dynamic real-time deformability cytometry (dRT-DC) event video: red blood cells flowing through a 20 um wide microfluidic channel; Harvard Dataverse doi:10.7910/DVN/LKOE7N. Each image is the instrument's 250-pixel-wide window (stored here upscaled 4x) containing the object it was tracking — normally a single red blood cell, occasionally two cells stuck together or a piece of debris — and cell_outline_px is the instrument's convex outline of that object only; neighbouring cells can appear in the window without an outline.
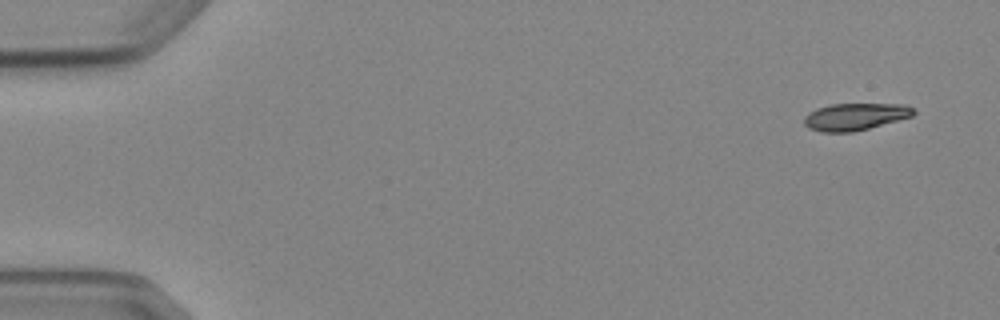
{"species": "Egyptian fruit bat (a non-hibernating species)", "species_latin": "Rousettus aegyptiacus", "temperature_condition": "cold", "stored_images_in_passage": 7, "camera_frame_rate_fps": 3000, "um_per_image_px": 0.085, "animal": {"sex": "female"}, "frame": {"image": 1, "passage_image": 1, "time_ms": 0.0, "image_size_px": [1000, 320], "cell_outline_px": [[916, 112], [912, 116], [868, 128], [852, 132], [820, 132], [808, 128], [804, 124], [804, 116], [808, 112], [816, 108], [828, 104], [904, 104], [912, 108]], "centroid_in_image_um": [72.63, 9.91], "position_along_channel_um": 12.4, "area_um2": 17.28}}
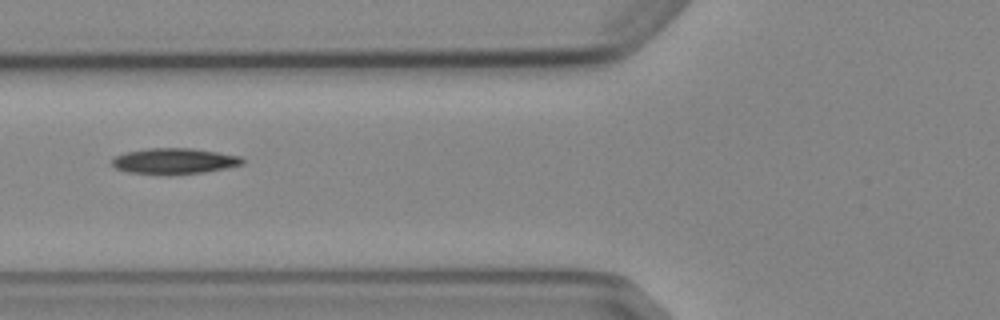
{"frame": {"image": 2, "passage_image": 6, "time_ms": 6.0, "image_size_px": [1000, 320], "cell_outline_px": [[244, 164], [204, 172], [128, 172], [116, 168], [112, 164], [112, 160], [116, 156], [124, 152], [148, 148], [192, 148], [240, 156], [244, 160]], "centroid_in_image_um": [14.82, 13.64], "position_along_channel_um": 111.0, "area_um2": 18.73}}
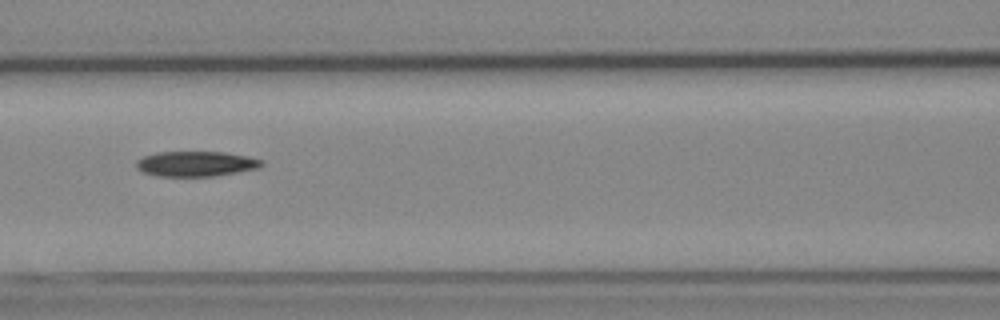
{"frame": {"image": 3, "passage_image": 7, "time_ms": 7.0, "image_size_px": [1000, 320], "cell_outline_px": [[264, 164], [260, 168], [212, 176], [156, 176], [140, 172], [136, 168], [136, 160], [144, 156], [156, 152], [224, 152], [248, 156], [264, 160]], "centroid_in_image_um": [16.64, 13.92], "position_along_channel_um": 150.0, "area_um2": 18.55}}